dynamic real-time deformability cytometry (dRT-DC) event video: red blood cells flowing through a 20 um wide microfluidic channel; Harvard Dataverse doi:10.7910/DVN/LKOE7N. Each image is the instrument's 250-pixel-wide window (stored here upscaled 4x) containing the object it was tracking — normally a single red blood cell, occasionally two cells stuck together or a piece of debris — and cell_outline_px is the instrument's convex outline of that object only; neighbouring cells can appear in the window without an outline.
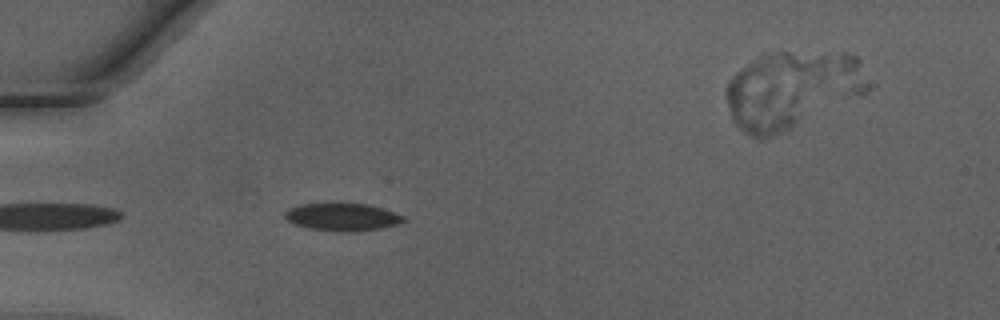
{"species": "Egyptian fruit bat (a non-hibernating species)", "species_latin": "Rousettus aegyptiacus", "temperature_condition": "warm", "stored_images_in_passage": 37, "camera_frame_rate_fps": 3000, "um_per_image_px": 0.085, "animal": {"sex": "male"}, "frame": {"image": 1, "passage_image": 3, "time_ms": 0.667, "image_size_px": [1000, 320], "cell_outline_px": [[408, 220], [396, 224], [380, 228], [340, 232], [308, 228], [292, 224], [284, 216], [284, 212], [288, 208], [300, 204], [368, 204], [404, 216]], "centroid_in_image_um": [29.04, 18.44], "position_along_channel_um": 56.0, "area_um2": 18.79}}
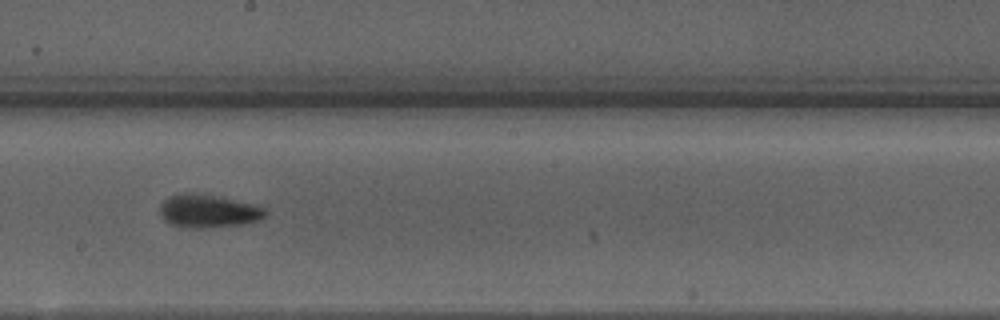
{"frame": {"image": 2, "passage_image": 16, "time_ms": 5.0, "image_size_px": [1000, 320], "cell_outline_px": [[268, 212], [260, 220], [240, 224], [204, 228], [184, 228], [172, 224], [164, 220], [160, 216], [160, 204], [164, 200], [172, 196], [184, 192], [192, 192], [256, 204], [264, 208]], "centroid_in_image_um": [17.68, 17.94], "position_along_channel_um": 230.5, "area_um2": 20.29}}
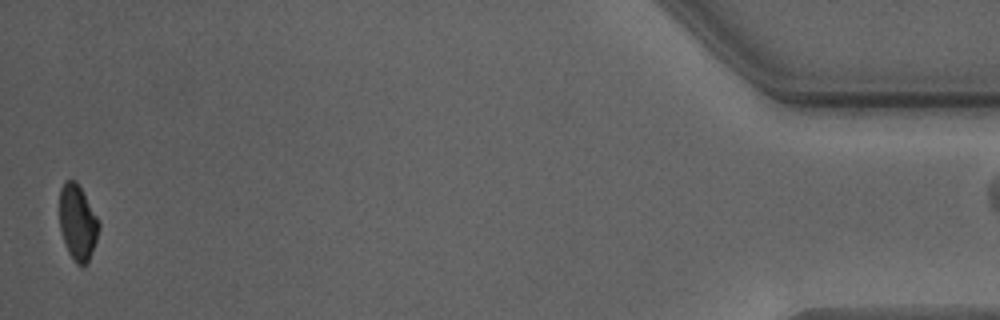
{"frame": {"image": 3, "passage_image": 36, "time_ms": 11.667, "image_size_px": [1000, 320], "cell_outline_px": [[100, 228], [96, 240], [88, 260], [84, 264], [76, 264], [68, 252], [60, 228], [60, 188], [64, 180], [76, 180], [96, 216], [100, 224]], "centroid_in_image_um": [6.58, 18.88], "position_along_channel_um": 428.6, "area_um2": 16.94}}